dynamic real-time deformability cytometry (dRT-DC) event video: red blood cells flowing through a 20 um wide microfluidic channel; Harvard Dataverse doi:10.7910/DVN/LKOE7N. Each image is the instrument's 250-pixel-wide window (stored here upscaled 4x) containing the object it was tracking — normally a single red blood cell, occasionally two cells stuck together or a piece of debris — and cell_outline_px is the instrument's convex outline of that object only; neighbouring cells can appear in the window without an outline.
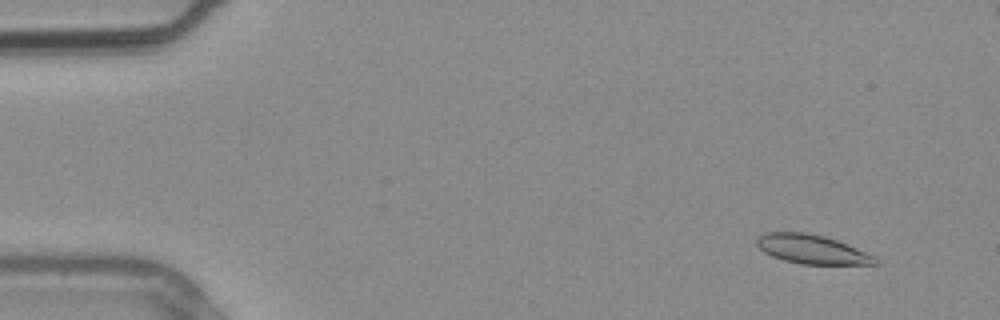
{"species": "common noctule bat (a hibernating species)", "species_latin": "Nyctalus noctula", "temperature_condition": "warm", "stored_images_in_passage": 4, "camera_frame_rate_fps": 3000, "um_per_image_px": 0.085, "animal": {"sex": "male", "body_mass_g": 20.4}, "frame": {"image": 1, "passage_image": 1, "time_ms": 0.0, "image_size_px": [1000, 320], "cell_outline_px": [[876, 264], [800, 264], [784, 260], [772, 256], [764, 252], [756, 244], [756, 240], [764, 232], [804, 232], [824, 236], [836, 240], [876, 256]], "centroid_in_image_um": [68.98, 21.18], "position_along_channel_um": 16.0, "area_um2": 19.83}}